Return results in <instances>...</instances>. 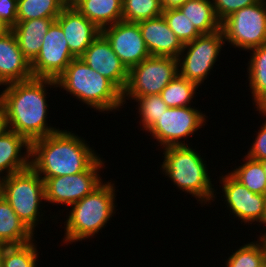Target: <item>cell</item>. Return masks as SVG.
<instances>
[{
  "instance_id": "6da1fadb",
  "label": "cell",
  "mask_w": 266,
  "mask_h": 267,
  "mask_svg": "<svg viewBox=\"0 0 266 267\" xmlns=\"http://www.w3.org/2000/svg\"><path fill=\"white\" fill-rule=\"evenodd\" d=\"M4 86L6 88L0 92V103L7 129L25 137L30 143L60 130L47 123L50 108L47 88L57 89L56 80L32 78Z\"/></svg>"
},
{
  "instance_id": "7a4b0ae2",
  "label": "cell",
  "mask_w": 266,
  "mask_h": 267,
  "mask_svg": "<svg viewBox=\"0 0 266 267\" xmlns=\"http://www.w3.org/2000/svg\"><path fill=\"white\" fill-rule=\"evenodd\" d=\"M30 167L47 178L86 171L100 156L83 137L59 130L31 142Z\"/></svg>"
},
{
  "instance_id": "3957f363",
  "label": "cell",
  "mask_w": 266,
  "mask_h": 267,
  "mask_svg": "<svg viewBox=\"0 0 266 267\" xmlns=\"http://www.w3.org/2000/svg\"><path fill=\"white\" fill-rule=\"evenodd\" d=\"M57 87L99 112H115L123 106V92L109 79L74 58L56 79ZM110 111V112H109Z\"/></svg>"
},
{
  "instance_id": "277c9868",
  "label": "cell",
  "mask_w": 266,
  "mask_h": 267,
  "mask_svg": "<svg viewBox=\"0 0 266 267\" xmlns=\"http://www.w3.org/2000/svg\"><path fill=\"white\" fill-rule=\"evenodd\" d=\"M162 150L164 158L160 165L161 172L165 173L164 175L175 187L191 194L201 205L202 203L208 205L215 201L218 189L213 188L214 184L209 176L206 160L204 161V157L196 151V148L181 145L168 146Z\"/></svg>"
},
{
  "instance_id": "5b68a950",
  "label": "cell",
  "mask_w": 266,
  "mask_h": 267,
  "mask_svg": "<svg viewBox=\"0 0 266 267\" xmlns=\"http://www.w3.org/2000/svg\"><path fill=\"white\" fill-rule=\"evenodd\" d=\"M114 184L112 181H104L90 194L69 206L72 208L64 222L63 243L68 245L87 238L90 240V237L94 238L95 234L106 227L117 207Z\"/></svg>"
},
{
  "instance_id": "8992f818",
  "label": "cell",
  "mask_w": 266,
  "mask_h": 267,
  "mask_svg": "<svg viewBox=\"0 0 266 267\" xmlns=\"http://www.w3.org/2000/svg\"><path fill=\"white\" fill-rule=\"evenodd\" d=\"M1 195L25 226L35 234L36 226L40 221H44L41 220L44 215L40 208L43 206L40 204L45 203L44 180L28 167L1 178Z\"/></svg>"
},
{
  "instance_id": "52a82bcc",
  "label": "cell",
  "mask_w": 266,
  "mask_h": 267,
  "mask_svg": "<svg viewBox=\"0 0 266 267\" xmlns=\"http://www.w3.org/2000/svg\"><path fill=\"white\" fill-rule=\"evenodd\" d=\"M177 75H179L177 58L161 56L146 58L128 71V82L123 91V107L126 100L132 101L138 97L160 94Z\"/></svg>"
},
{
  "instance_id": "ba28073f",
  "label": "cell",
  "mask_w": 266,
  "mask_h": 267,
  "mask_svg": "<svg viewBox=\"0 0 266 267\" xmlns=\"http://www.w3.org/2000/svg\"><path fill=\"white\" fill-rule=\"evenodd\" d=\"M225 42L247 52L266 44V0L241 8L221 22Z\"/></svg>"
},
{
  "instance_id": "9c48e42d",
  "label": "cell",
  "mask_w": 266,
  "mask_h": 267,
  "mask_svg": "<svg viewBox=\"0 0 266 267\" xmlns=\"http://www.w3.org/2000/svg\"><path fill=\"white\" fill-rule=\"evenodd\" d=\"M224 44L222 29L211 34H201L194 41L184 44L177 58L179 75L198 86L202 85L218 61Z\"/></svg>"
},
{
  "instance_id": "30bf717a",
  "label": "cell",
  "mask_w": 266,
  "mask_h": 267,
  "mask_svg": "<svg viewBox=\"0 0 266 267\" xmlns=\"http://www.w3.org/2000/svg\"><path fill=\"white\" fill-rule=\"evenodd\" d=\"M206 114L193 107L169 108L147 131L162 148L168 146L188 145L194 133L206 125ZM183 139V140H182Z\"/></svg>"
},
{
  "instance_id": "8fae6325",
  "label": "cell",
  "mask_w": 266,
  "mask_h": 267,
  "mask_svg": "<svg viewBox=\"0 0 266 267\" xmlns=\"http://www.w3.org/2000/svg\"><path fill=\"white\" fill-rule=\"evenodd\" d=\"M104 164L100 156L84 172L47 178L44 181L45 201L62 206H71L80 201L104 182L99 174Z\"/></svg>"
},
{
  "instance_id": "7c38bea8",
  "label": "cell",
  "mask_w": 266,
  "mask_h": 267,
  "mask_svg": "<svg viewBox=\"0 0 266 267\" xmlns=\"http://www.w3.org/2000/svg\"><path fill=\"white\" fill-rule=\"evenodd\" d=\"M74 58L61 26L54 21L43 38L40 52L31 62L33 78L56 80Z\"/></svg>"
},
{
  "instance_id": "4fadbf2b",
  "label": "cell",
  "mask_w": 266,
  "mask_h": 267,
  "mask_svg": "<svg viewBox=\"0 0 266 267\" xmlns=\"http://www.w3.org/2000/svg\"><path fill=\"white\" fill-rule=\"evenodd\" d=\"M219 178L222 184V201L227 205V210L234 215L233 217L241 220V224L249 225L255 221L258 224L266 225V196L255 194L247 187L236 180L229 172ZM224 199V200H223Z\"/></svg>"
},
{
  "instance_id": "5bb4252c",
  "label": "cell",
  "mask_w": 266,
  "mask_h": 267,
  "mask_svg": "<svg viewBox=\"0 0 266 267\" xmlns=\"http://www.w3.org/2000/svg\"><path fill=\"white\" fill-rule=\"evenodd\" d=\"M101 33L128 71L151 56L138 23L121 20L103 28Z\"/></svg>"
},
{
  "instance_id": "9a60e30c",
  "label": "cell",
  "mask_w": 266,
  "mask_h": 267,
  "mask_svg": "<svg viewBox=\"0 0 266 267\" xmlns=\"http://www.w3.org/2000/svg\"><path fill=\"white\" fill-rule=\"evenodd\" d=\"M91 69L112 81L122 92L128 82V70L101 33L80 57Z\"/></svg>"
},
{
  "instance_id": "2e32d148",
  "label": "cell",
  "mask_w": 266,
  "mask_h": 267,
  "mask_svg": "<svg viewBox=\"0 0 266 267\" xmlns=\"http://www.w3.org/2000/svg\"><path fill=\"white\" fill-rule=\"evenodd\" d=\"M62 28L70 52L80 58L101 30L75 7L67 5L55 20Z\"/></svg>"
},
{
  "instance_id": "e0dca14e",
  "label": "cell",
  "mask_w": 266,
  "mask_h": 267,
  "mask_svg": "<svg viewBox=\"0 0 266 267\" xmlns=\"http://www.w3.org/2000/svg\"><path fill=\"white\" fill-rule=\"evenodd\" d=\"M32 78L31 63L20 50L10 30L0 36V86Z\"/></svg>"
},
{
  "instance_id": "ac0fdd59",
  "label": "cell",
  "mask_w": 266,
  "mask_h": 267,
  "mask_svg": "<svg viewBox=\"0 0 266 267\" xmlns=\"http://www.w3.org/2000/svg\"><path fill=\"white\" fill-rule=\"evenodd\" d=\"M138 25L151 56L178 58L184 45L169 28L162 15L140 21Z\"/></svg>"
},
{
  "instance_id": "d6986e66",
  "label": "cell",
  "mask_w": 266,
  "mask_h": 267,
  "mask_svg": "<svg viewBox=\"0 0 266 267\" xmlns=\"http://www.w3.org/2000/svg\"><path fill=\"white\" fill-rule=\"evenodd\" d=\"M30 148L25 137L5 128L0 133V178L30 167Z\"/></svg>"
},
{
  "instance_id": "ffe728a7",
  "label": "cell",
  "mask_w": 266,
  "mask_h": 267,
  "mask_svg": "<svg viewBox=\"0 0 266 267\" xmlns=\"http://www.w3.org/2000/svg\"><path fill=\"white\" fill-rule=\"evenodd\" d=\"M54 21V18L17 21V24L11 28L20 50L30 63L40 52L43 38Z\"/></svg>"
},
{
  "instance_id": "44dd1931",
  "label": "cell",
  "mask_w": 266,
  "mask_h": 267,
  "mask_svg": "<svg viewBox=\"0 0 266 267\" xmlns=\"http://www.w3.org/2000/svg\"><path fill=\"white\" fill-rule=\"evenodd\" d=\"M123 0H68V5L75 7L100 30L121 20Z\"/></svg>"
},
{
  "instance_id": "7402d4cb",
  "label": "cell",
  "mask_w": 266,
  "mask_h": 267,
  "mask_svg": "<svg viewBox=\"0 0 266 267\" xmlns=\"http://www.w3.org/2000/svg\"><path fill=\"white\" fill-rule=\"evenodd\" d=\"M34 234L0 195V246L22 245L34 240Z\"/></svg>"
},
{
  "instance_id": "603a6c76",
  "label": "cell",
  "mask_w": 266,
  "mask_h": 267,
  "mask_svg": "<svg viewBox=\"0 0 266 267\" xmlns=\"http://www.w3.org/2000/svg\"><path fill=\"white\" fill-rule=\"evenodd\" d=\"M247 74L253 105L266 108V44L249 50Z\"/></svg>"
},
{
  "instance_id": "cb8c5ba5",
  "label": "cell",
  "mask_w": 266,
  "mask_h": 267,
  "mask_svg": "<svg viewBox=\"0 0 266 267\" xmlns=\"http://www.w3.org/2000/svg\"><path fill=\"white\" fill-rule=\"evenodd\" d=\"M192 22L200 34H211L221 29L212 0H187L178 8Z\"/></svg>"
},
{
  "instance_id": "d4e9b609",
  "label": "cell",
  "mask_w": 266,
  "mask_h": 267,
  "mask_svg": "<svg viewBox=\"0 0 266 267\" xmlns=\"http://www.w3.org/2000/svg\"><path fill=\"white\" fill-rule=\"evenodd\" d=\"M68 5V0H17V21L56 18Z\"/></svg>"
},
{
  "instance_id": "484cf974",
  "label": "cell",
  "mask_w": 266,
  "mask_h": 267,
  "mask_svg": "<svg viewBox=\"0 0 266 267\" xmlns=\"http://www.w3.org/2000/svg\"><path fill=\"white\" fill-rule=\"evenodd\" d=\"M244 164L229 173L255 194H266V175L260 161L244 155Z\"/></svg>"
},
{
  "instance_id": "4316f807",
  "label": "cell",
  "mask_w": 266,
  "mask_h": 267,
  "mask_svg": "<svg viewBox=\"0 0 266 267\" xmlns=\"http://www.w3.org/2000/svg\"><path fill=\"white\" fill-rule=\"evenodd\" d=\"M198 87L194 82L177 75L159 95L169 108L191 106Z\"/></svg>"
},
{
  "instance_id": "83f0119b",
  "label": "cell",
  "mask_w": 266,
  "mask_h": 267,
  "mask_svg": "<svg viewBox=\"0 0 266 267\" xmlns=\"http://www.w3.org/2000/svg\"><path fill=\"white\" fill-rule=\"evenodd\" d=\"M231 253L225 267H263L266 263V247L259 237Z\"/></svg>"
},
{
  "instance_id": "f1b7e54d",
  "label": "cell",
  "mask_w": 266,
  "mask_h": 267,
  "mask_svg": "<svg viewBox=\"0 0 266 267\" xmlns=\"http://www.w3.org/2000/svg\"><path fill=\"white\" fill-rule=\"evenodd\" d=\"M34 240L22 244L2 246L3 267H36L39 250Z\"/></svg>"
},
{
  "instance_id": "f546056e",
  "label": "cell",
  "mask_w": 266,
  "mask_h": 267,
  "mask_svg": "<svg viewBox=\"0 0 266 267\" xmlns=\"http://www.w3.org/2000/svg\"><path fill=\"white\" fill-rule=\"evenodd\" d=\"M163 9L160 0H123L122 17L124 21L138 23L161 16Z\"/></svg>"
},
{
  "instance_id": "4dcf8cb0",
  "label": "cell",
  "mask_w": 266,
  "mask_h": 267,
  "mask_svg": "<svg viewBox=\"0 0 266 267\" xmlns=\"http://www.w3.org/2000/svg\"><path fill=\"white\" fill-rule=\"evenodd\" d=\"M134 102L138 103L136 111L140 117V130L147 132L152 125L165 113L168 106L159 94L138 97ZM142 123V124H141Z\"/></svg>"
},
{
  "instance_id": "1f68e13d",
  "label": "cell",
  "mask_w": 266,
  "mask_h": 267,
  "mask_svg": "<svg viewBox=\"0 0 266 267\" xmlns=\"http://www.w3.org/2000/svg\"><path fill=\"white\" fill-rule=\"evenodd\" d=\"M162 16L183 45L194 41L201 35L178 8L163 10Z\"/></svg>"
},
{
  "instance_id": "d6a6232c",
  "label": "cell",
  "mask_w": 266,
  "mask_h": 267,
  "mask_svg": "<svg viewBox=\"0 0 266 267\" xmlns=\"http://www.w3.org/2000/svg\"><path fill=\"white\" fill-rule=\"evenodd\" d=\"M256 111L263 115V118L266 117V108H258ZM260 125V129L256 133L254 142L250 146L249 151H247L246 156L260 161L266 159V120Z\"/></svg>"
},
{
  "instance_id": "836d02e7",
  "label": "cell",
  "mask_w": 266,
  "mask_h": 267,
  "mask_svg": "<svg viewBox=\"0 0 266 267\" xmlns=\"http://www.w3.org/2000/svg\"><path fill=\"white\" fill-rule=\"evenodd\" d=\"M260 0H212L217 18L222 22L233 12L251 6Z\"/></svg>"
},
{
  "instance_id": "e575fe53",
  "label": "cell",
  "mask_w": 266,
  "mask_h": 267,
  "mask_svg": "<svg viewBox=\"0 0 266 267\" xmlns=\"http://www.w3.org/2000/svg\"><path fill=\"white\" fill-rule=\"evenodd\" d=\"M0 19L10 28L17 24V0H0Z\"/></svg>"
},
{
  "instance_id": "d590c367",
  "label": "cell",
  "mask_w": 266,
  "mask_h": 267,
  "mask_svg": "<svg viewBox=\"0 0 266 267\" xmlns=\"http://www.w3.org/2000/svg\"><path fill=\"white\" fill-rule=\"evenodd\" d=\"M187 0H160L163 10L180 8Z\"/></svg>"
},
{
  "instance_id": "8d00e7d4",
  "label": "cell",
  "mask_w": 266,
  "mask_h": 267,
  "mask_svg": "<svg viewBox=\"0 0 266 267\" xmlns=\"http://www.w3.org/2000/svg\"><path fill=\"white\" fill-rule=\"evenodd\" d=\"M6 128V124H5V115H4V111L2 108V105L0 103V133Z\"/></svg>"
},
{
  "instance_id": "74e56055",
  "label": "cell",
  "mask_w": 266,
  "mask_h": 267,
  "mask_svg": "<svg viewBox=\"0 0 266 267\" xmlns=\"http://www.w3.org/2000/svg\"><path fill=\"white\" fill-rule=\"evenodd\" d=\"M11 28L0 19V36L6 34Z\"/></svg>"
},
{
  "instance_id": "f35d334b",
  "label": "cell",
  "mask_w": 266,
  "mask_h": 267,
  "mask_svg": "<svg viewBox=\"0 0 266 267\" xmlns=\"http://www.w3.org/2000/svg\"><path fill=\"white\" fill-rule=\"evenodd\" d=\"M259 238L263 241V243L266 247V230L264 231V233L259 234Z\"/></svg>"
},
{
  "instance_id": "ab89813d",
  "label": "cell",
  "mask_w": 266,
  "mask_h": 267,
  "mask_svg": "<svg viewBox=\"0 0 266 267\" xmlns=\"http://www.w3.org/2000/svg\"><path fill=\"white\" fill-rule=\"evenodd\" d=\"M262 166H263V169H264V172H265V175H266V159L264 160H260Z\"/></svg>"
},
{
  "instance_id": "60d3db41",
  "label": "cell",
  "mask_w": 266,
  "mask_h": 267,
  "mask_svg": "<svg viewBox=\"0 0 266 267\" xmlns=\"http://www.w3.org/2000/svg\"><path fill=\"white\" fill-rule=\"evenodd\" d=\"M0 267H3V262H2V246H0Z\"/></svg>"
},
{
  "instance_id": "b9f144b4",
  "label": "cell",
  "mask_w": 266,
  "mask_h": 267,
  "mask_svg": "<svg viewBox=\"0 0 266 267\" xmlns=\"http://www.w3.org/2000/svg\"><path fill=\"white\" fill-rule=\"evenodd\" d=\"M0 195H1V178H0Z\"/></svg>"
}]
</instances>
